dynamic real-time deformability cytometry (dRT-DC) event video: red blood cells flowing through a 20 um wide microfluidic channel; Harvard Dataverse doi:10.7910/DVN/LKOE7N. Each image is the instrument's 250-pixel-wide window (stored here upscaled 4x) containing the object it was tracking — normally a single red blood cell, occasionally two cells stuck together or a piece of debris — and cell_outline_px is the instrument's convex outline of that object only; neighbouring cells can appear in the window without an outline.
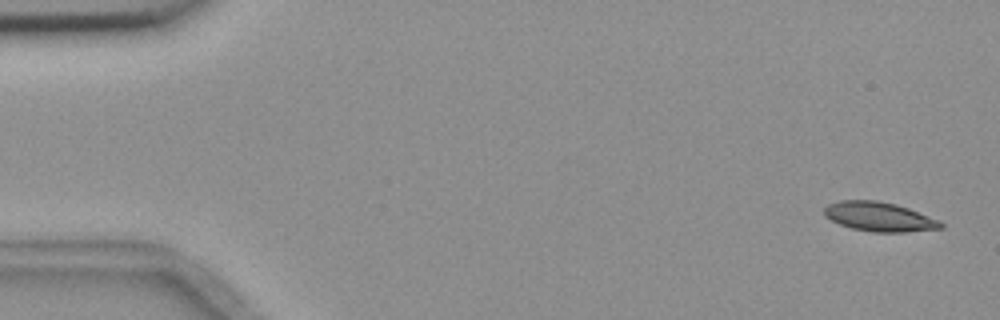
{"species": "common noctule bat (a hibernating species)", "species_latin": "Nyctalus noctula", "temperature_condition": "room temperature", "stored_images_in_passage": 4, "camera_frame_rate_fps": 3000, "um_per_image_px": 0.085, "animal": {"sex": "female", "body_mass_g": 18.4}, "frame": {"image": 1, "passage_image": 1, "time_ms": 0.0, "image_size_px": [1000, 320], "cell_outline_px": [[944, 228], [904, 232], [872, 232], [852, 228], [840, 224], [824, 216], [824, 208], [828, 204], [840, 200], [876, 200], [896, 204], [908, 208], [940, 220], [944, 224]], "centroid_in_image_um": [74.75, 18.42], "position_along_channel_um": 10.3, "area_um2": 19.94}}